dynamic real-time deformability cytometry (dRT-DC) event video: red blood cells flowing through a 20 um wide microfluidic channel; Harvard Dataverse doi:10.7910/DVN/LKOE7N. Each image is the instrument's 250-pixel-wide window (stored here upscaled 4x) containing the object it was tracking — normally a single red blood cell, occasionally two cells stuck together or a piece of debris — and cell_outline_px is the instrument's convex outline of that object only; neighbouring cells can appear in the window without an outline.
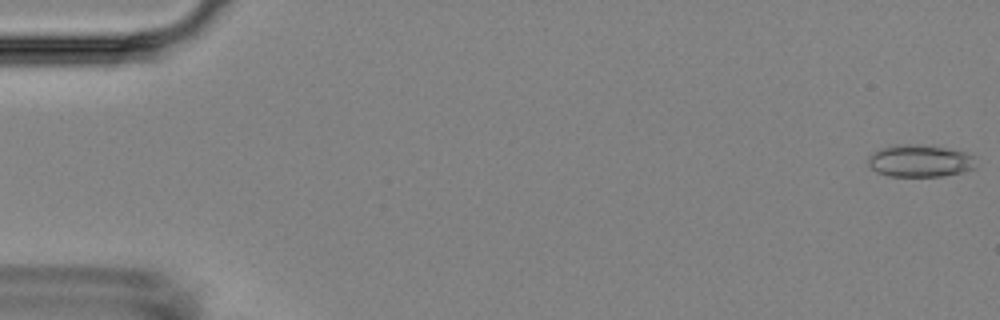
{"species": "Egyptian fruit bat (a non-hibernating species)", "species_latin": "Rousettus aegyptiacus", "temperature_condition": "room temperature", "stored_images_in_passage": 5, "camera_frame_rate_fps": 3000, "um_per_image_px": 0.085, "animal": {"sex": "female"}, "frame": {"image": 1, "passage_image": 1, "time_ms": 0.0, "image_size_px": [1000, 320], "cell_outline_px": [[976, 168], [964, 172], [944, 176], [888, 176], [876, 172], [868, 164], [868, 156], [872, 152], [880, 148], [896, 144], [920, 144], [944, 148], [964, 152], [976, 156]], "centroid_in_image_um": [78.2, 13.67], "position_along_channel_um": 6.8, "area_um2": 20.58}}